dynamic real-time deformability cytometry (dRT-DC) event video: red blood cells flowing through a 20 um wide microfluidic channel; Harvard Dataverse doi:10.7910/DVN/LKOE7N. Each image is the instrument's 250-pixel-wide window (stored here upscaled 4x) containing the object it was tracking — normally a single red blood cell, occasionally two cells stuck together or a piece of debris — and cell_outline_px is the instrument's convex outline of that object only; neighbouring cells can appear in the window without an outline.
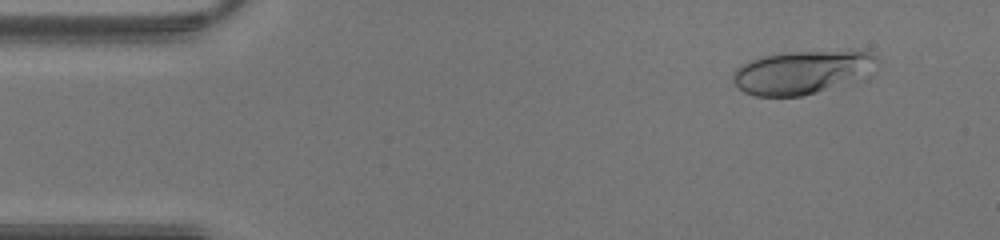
{"species": "human", "species_latin": "Homo sapiens", "temperature_condition": "warm", "stored_images_in_passage": 39, "camera_frame_rate_fps": 3000, "um_per_image_px": 0.085, "donor": {"sex": "male"}, "frame": {"image": 1, "passage_image": 1, "time_ms": 0.0, "image_size_px": [1000, 240], "cell_outline_px": [[880, 60], [816, 92], [800, 96], [756, 96], [744, 92], [732, 80], [732, 76], [736, 68], [752, 60], [764, 56], [788, 52], [848, 48], [868, 52], [876, 56]], "centroid_in_image_um": [67.97, 6.07], "position_along_channel_um": 17.0, "area_um2": 34.56}}
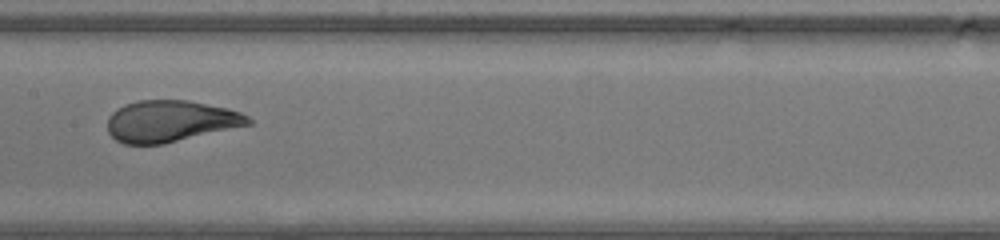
{"frame": {"image": 2, "passage_image": 18, "time_ms": 5.667, "image_size_px": [1000, 240], "cell_outline_px": [[252, 124], [164, 144], [124, 144], [116, 140], [108, 132], [108, 116], [116, 108], [124, 104], [136, 100], [188, 100], [228, 108], [240, 112], [248, 116], [252, 120]], "centroid_in_image_um": [14.48, 10.29], "position_along_channel_um": 192.9, "area_um2": 34.28}}
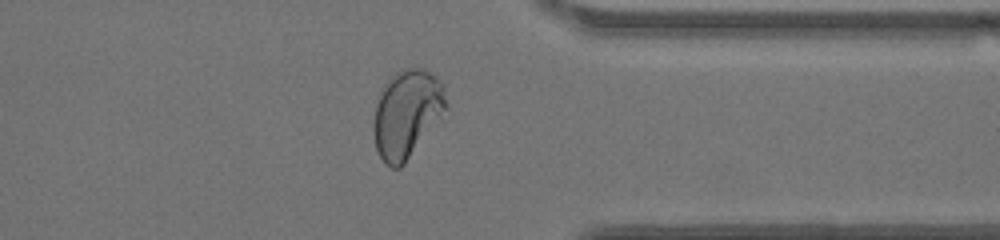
{"frame": {"image": 3, "passage_image": 30, "time_ms": 9.667, "image_size_px": [1000, 240], "cell_outline_px": [[448, 108], [404, 164], [400, 168], [392, 168], [384, 164], [376, 148], [372, 132], [372, 124], [376, 104], [380, 88], [396, 72], [404, 68], [424, 68], [436, 76], [444, 84], [448, 104]], "centroid_in_image_um": [34.57, 9.65], "position_along_channel_um": 376.8, "area_um2": 37.63}}